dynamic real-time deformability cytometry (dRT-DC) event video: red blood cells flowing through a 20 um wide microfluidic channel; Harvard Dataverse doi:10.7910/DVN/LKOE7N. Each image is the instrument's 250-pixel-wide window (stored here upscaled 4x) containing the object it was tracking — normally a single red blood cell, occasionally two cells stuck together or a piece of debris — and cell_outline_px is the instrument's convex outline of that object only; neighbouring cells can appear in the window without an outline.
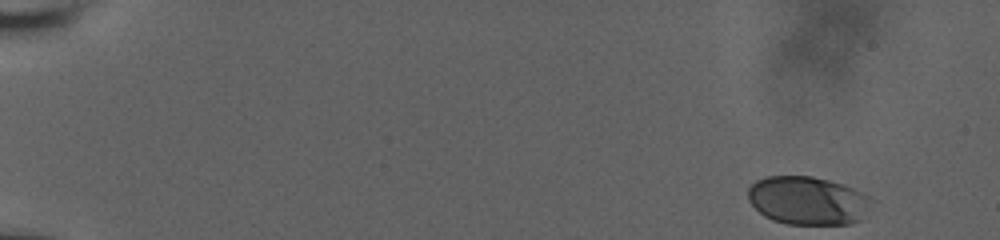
{"species": "human", "species_latin": "Homo sapiens", "temperature_condition": "room temperature", "stored_images_in_passage": 50, "camera_frame_rate_fps": 3000, "um_per_image_px": 0.085, "donor": {"sex": "male"}, "frame": {"image": 1, "passage_image": 1, "time_ms": 0.0, "image_size_px": [1000, 240], "cell_outline_px": [[868, 196], [860, 220], [848, 224], [788, 224], [772, 220], [764, 216], [748, 200], [748, 188], [756, 180], [764, 176], [812, 176], [828, 180], [852, 188]], "centroid_in_image_um": [68.54, 17.04], "position_along_channel_um": 16.5, "area_um2": 34.04}}
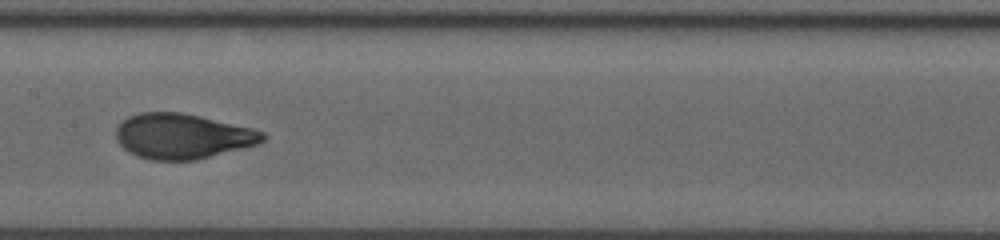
{"frame": {"image": 2, "passage_image": 28, "time_ms": 9.0, "image_size_px": [1000, 240], "cell_outline_px": [[268, 136], [264, 140], [256, 144], [196, 160], [152, 160], [136, 156], [128, 152], [116, 140], [116, 128], [128, 116], [140, 112], [180, 112], [200, 116], [252, 128], [264, 132]], "centroid_in_image_um": [15.49, 11.57], "position_along_channel_um": 191.9, "area_um2": 38.49}}
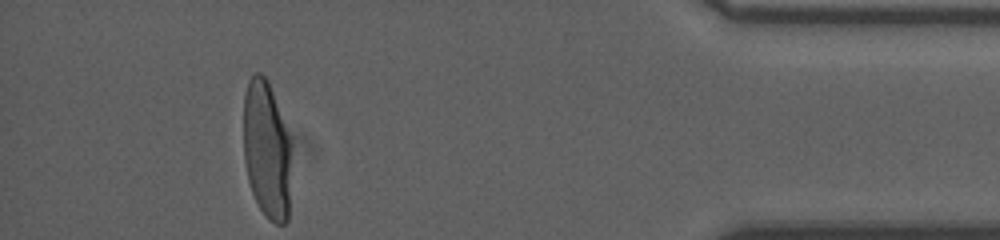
{"frame": {"image": 3, "passage_image": 49, "time_ms": 16.0, "image_size_px": [1000, 240], "cell_outline_px": [[288, 220], [284, 224], [276, 224], [260, 208], [252, 192], [248, 180], [244, 160], [244, 92], [248, 80], [252, 72], [260, 72], [268, 80], [288, 136]], "centroid_in_image_um": [22.6, 12.67], "position_along_channel_um": 412.6, "area_um2": 37.34}, "authors_computed_cell_mechanics": {"area_um2": 37.9168, "velocity_mm_per_s": 3.8201, "shape_relaxation_time_tau1_ms": 6.0088, "shape_relaxation_time_tau2_ms": null, "deformation_change_tau1": 0.2171, "deformation_change_tau2": null}}